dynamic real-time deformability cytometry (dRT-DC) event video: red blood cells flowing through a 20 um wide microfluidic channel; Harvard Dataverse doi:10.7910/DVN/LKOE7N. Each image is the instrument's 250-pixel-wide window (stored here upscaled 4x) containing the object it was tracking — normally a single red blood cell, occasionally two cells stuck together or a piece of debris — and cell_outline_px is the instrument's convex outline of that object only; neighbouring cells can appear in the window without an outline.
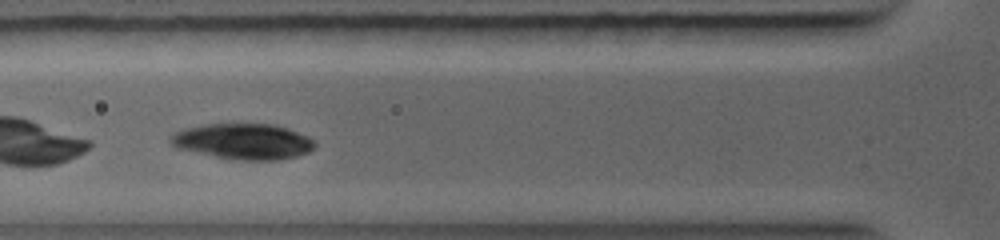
{"species": "common noctule bat (a hibernating species)", "species_latin": "Nyctalus noctula", "temperature_condition": "warm", "stored_images_in_passage": 17, "camera_frame_rate_fps": 5000, "um_per_image_px": 0.085, "animal": {"sex": "female", "body_mass_g": 19.0, "forearm_length_mm": 56.7}, "frame": {"image": 1, "passage_image": 5, "time_ms": 1.4, "image_size_px": [1000, 240], "cell_outline_px": [[316, 144], [308, 152], [296, 156], [280, 160], [232, 160], [176, 148], [168, 140], [168, 136], [172, 132], [184, 128], [204, 124], [276, 124], [288, 128], [308, 136], [316, 140]], "centroid_in_image_um": [20.64, 12.02], "position_along_channel_um": 105.2, "area_um2": 30.46}}
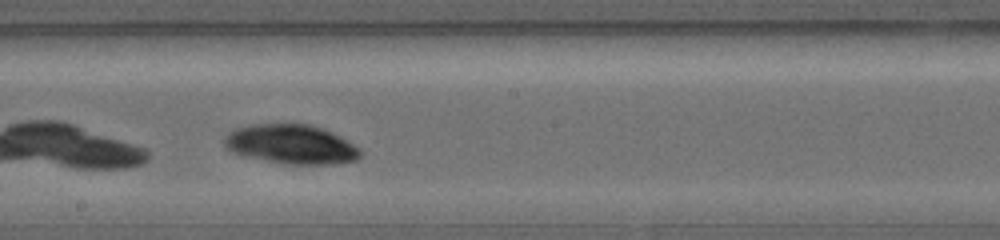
{"frame": {"image": 2, "passage_image": 12, "time_ms": 3.8, "image_size_px": [1000, 240], "cell_outline_px": [[364, 152], [356, 160], [332, 164], [280, 164], [244, 156], [232, 152], [224, 148], [224, 136], [228, 132], [236, 128], [248, 124], [292, 120], [324, 128], [348, 140], [360, 148]], "centroid_in_image_um": [24.72, 12.22], "position_along_channel_um": 223.5, "area_um2": 32.54}}
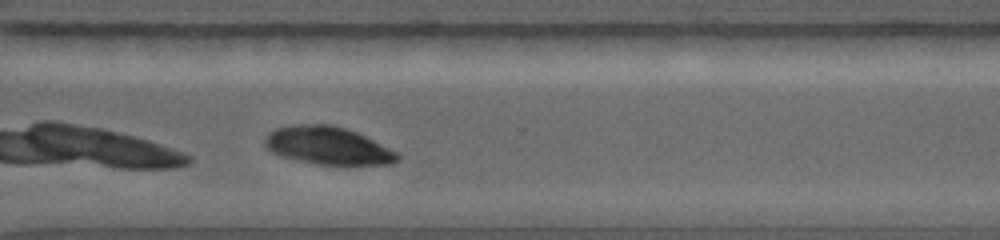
{"frame": {"image": 3, "passage_image": 15, "time_ms": 6.2, "image_size_px": [1000, 240], "cell_outline_px": [[400, 160], [392, 164], [320, 164], [280, 156], [272, 152], [264, 144], [264, 140], [268, 132], [276, 128], [292, 124], [332, 124], [356, 132], [396, 152], [400, 156]], "centroid_in_image_um": [27.83, 12.36], "position_along_channel_um": 342.8, "area_um2": 28.84}}